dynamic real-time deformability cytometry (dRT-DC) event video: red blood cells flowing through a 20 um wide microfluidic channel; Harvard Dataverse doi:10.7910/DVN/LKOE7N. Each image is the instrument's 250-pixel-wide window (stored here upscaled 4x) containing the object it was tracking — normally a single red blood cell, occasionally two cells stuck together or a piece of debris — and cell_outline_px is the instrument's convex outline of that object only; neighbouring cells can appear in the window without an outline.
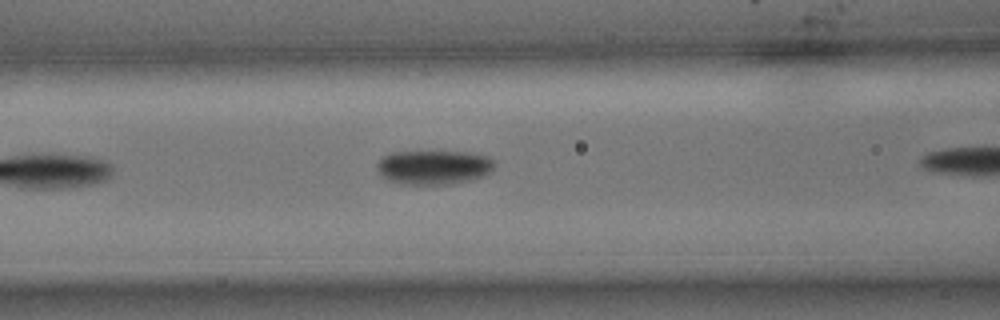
{"species": "common noctule bat (a hibernating species)", "species_latin": "Nyctalus noctula", "temperature_condition": "cold", "stored_images_in_passage": 19, "camera_frame_rate_fps": 3000, "um_per_image_px": 0.085, "animal": {"sex": "male", "body_mass_g": 15.6}, "frame": {"image": 1, "passage_image": 11, "time_ms": 3.333, "image_size_px": [1000, 320], "cell_outline_px": [[496, 164], [492, 172], [484, 176], [472, 180], [452, 184], [400, 184], [388, 180], [376, 168], [376, 164], [384, 156], [392, 152], [464, 152], [488, 156]], "centroid_in_image_um": [36.91, 14.23], "position_along_channel_um": 129.7, "area_um2": 23.47}}